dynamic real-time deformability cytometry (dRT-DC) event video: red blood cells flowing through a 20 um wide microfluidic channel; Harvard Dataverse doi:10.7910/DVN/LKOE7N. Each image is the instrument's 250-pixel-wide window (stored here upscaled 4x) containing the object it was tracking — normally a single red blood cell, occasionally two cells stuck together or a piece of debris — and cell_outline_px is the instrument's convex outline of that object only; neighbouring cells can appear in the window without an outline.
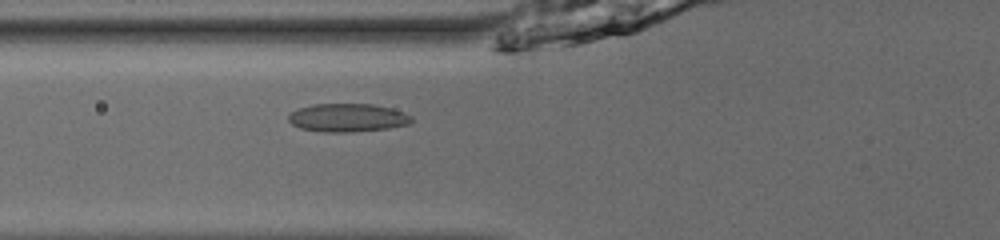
{"species": "common noctule bat (a hibernating species)", "species_latin": "Nyctalus noctula", "temperature_condition": "room temperature", "stored_images_in_passage": 23, "camera_frame_rate_fps": 3000, "um_per_image_px": 0.085, "animal": {"sex": "male", "body_mass_g": 13.0, "forearm_length_mm": 53.1}, "frame": {"image": 1, "passage_image": 4, "time_ms": 1.0, "image_size_px": [1000, 240], "cell_outline_px": [[412, 120], [408, 124], [388, 128], [348, 132], [320, 132], [300, 128], [292, 124], [288, 120], [288, 116], [296, 108], [312, 104], [372, 104], [392, 108], [404, 112], [412, 116]], "centroid_in_image_um": [29.51, 10.0], "position_along_channel_um": 96.3, "area_um2": 20.35}}
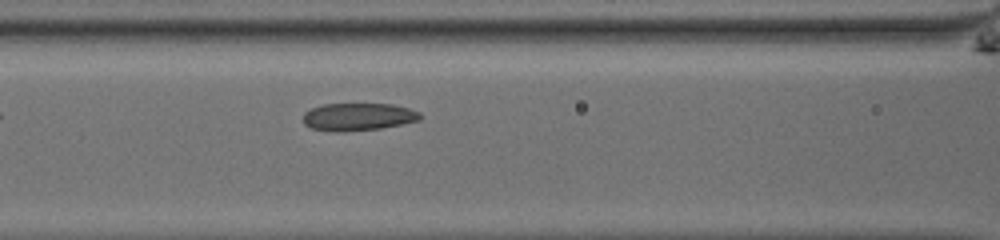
{"frame": {"image": 2, "passage_image": 7, "time_ms": 2.0, "image_size_px": [1000, 240], "cell_outline_px": [[420, 120], [380, 128], [336, 132], [332, 132], [312, 128], [304, 124], [304, 112], [312, 108], [324, 104], [392, 104], [408, 108], [420, 112]], "centroid_in_image_um": [30.42, 9.92], "position_along_channel_um": 136.2, "area_um2": 18.61}}
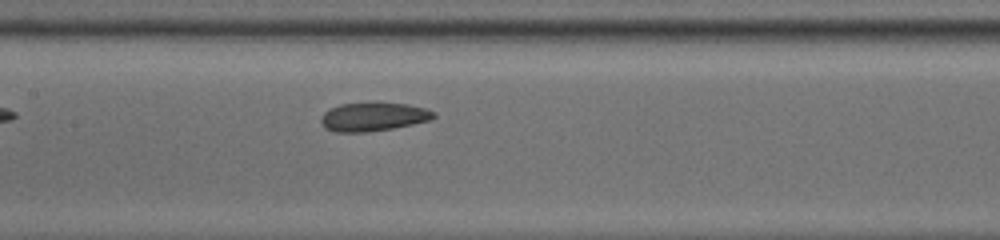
{"frame": {"image": 3, "passage_image": 10, "time_ms": 3.0, "image_size_px": [1000, 240], "cell_outline_px": [[436, 116], [432, 120], [392, 128], [364, 132], [336, 132], [324, 128], [320, 120], [320, 116], [328, 108], [340, 104], [408, 104], [424, 108], [436, 112]], "centroid_in_image_um": [31.71, 9.94], "position_along_channel_um": 175.7, "area_um2": 18.55}}